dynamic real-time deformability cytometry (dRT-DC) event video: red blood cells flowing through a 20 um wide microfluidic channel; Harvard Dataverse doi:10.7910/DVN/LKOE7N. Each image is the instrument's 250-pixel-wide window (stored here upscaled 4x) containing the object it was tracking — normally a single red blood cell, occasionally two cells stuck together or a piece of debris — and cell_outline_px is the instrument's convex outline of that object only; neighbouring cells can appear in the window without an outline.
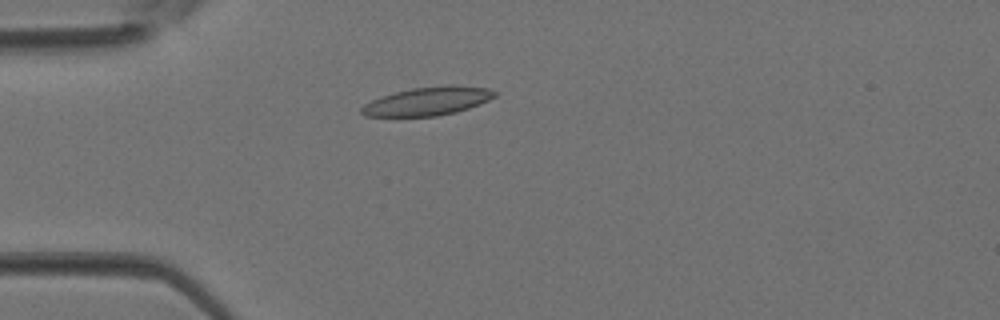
{"species": "Egyptian fruit bat (a non-hibernating species)", "species_latin": "Rousettus aegyptiacus", "temperature_condition": "room temperature", "stored_images_in_passage": 3, "camera_frame_rate_fps": 3000, "um_per_image_px": 0.085, "animal": {"sex": "female"}, "frame": {"image": 1, "passage_image": 3, "time_ms": 0.667, "image_size_px": [1000, 320], "cell_outline_px": [[496, 96], [480, 104], [456, 112], [436, 116], [364, 116], [360, 112], [360, 108], [364, 104], [372, 100], [396, 92], [412, 88], [452, 84], [488, 88], [496, 92]], "centroid_in_image_um": [36.37, 8.59], "position_along_channel_um": 48.6, "area_um2": 21.96}}